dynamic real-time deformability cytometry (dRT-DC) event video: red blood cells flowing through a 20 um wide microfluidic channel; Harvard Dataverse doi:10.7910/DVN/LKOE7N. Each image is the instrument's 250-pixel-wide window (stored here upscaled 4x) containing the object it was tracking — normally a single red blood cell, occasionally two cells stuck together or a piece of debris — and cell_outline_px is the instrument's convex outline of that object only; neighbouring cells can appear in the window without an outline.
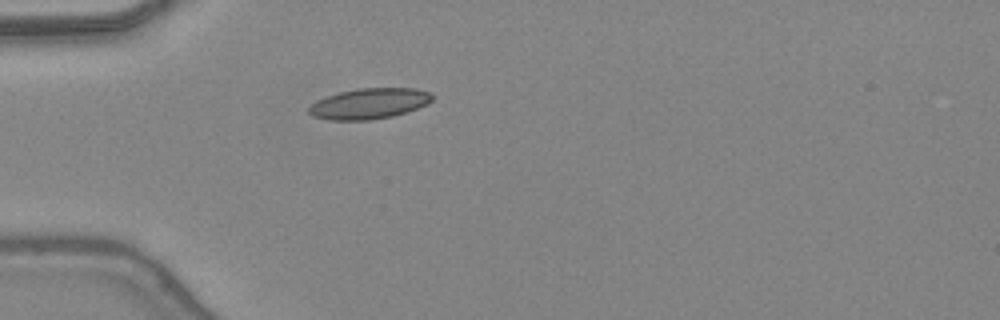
{"species": "common noctule bat (a hibernating species)", "species_latin": "Nyctalus noctula", "temperature_condition": "warm", "stored_images_in_passage": 34, "camera_frame_rate_fps": 3000, "um_per_image_px": 0.085, "animal": {"sex": "female", "body_mass_g": 24.6, "forearm_length_mm": 56.2}, "frame": {"image": 1, "passage_image": 1, "time_ms": 0.0, "image_size_px": [1000, 320], "cell_outline_px": [[432, 100], [428, 104], [392, 116], [368, 120], [328, 120], [312, 116], [308, 112], [308, 108], [316, 100], [340, 92], [360, 88], [416, 88], [428, 92], [432, 96]], "centroid_in_image_um": [31.35, 8.81], "position_along_channel_um": 53.6, "area_um2": 21.85}}
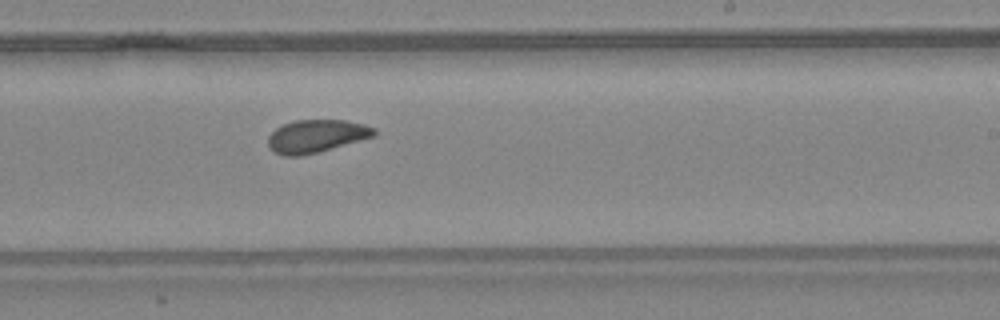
{"frame": {"image": 2, "passage_image": 16, "time_ms": 5.0, "image_size_px": [1000, 320], "cell_outline_px": [[376, 136], [316, 152], [300, 156], [284, 156], [272, 152], [268, 148], [268, 136], [276, 128], [284, 124], [296, 120], [344, 120], [364, 124], [376, 128]], "centroid_in_image_um": [26.87, 11.57], "position_along_channel_um": 262.1, "area_um2": 20.29}}
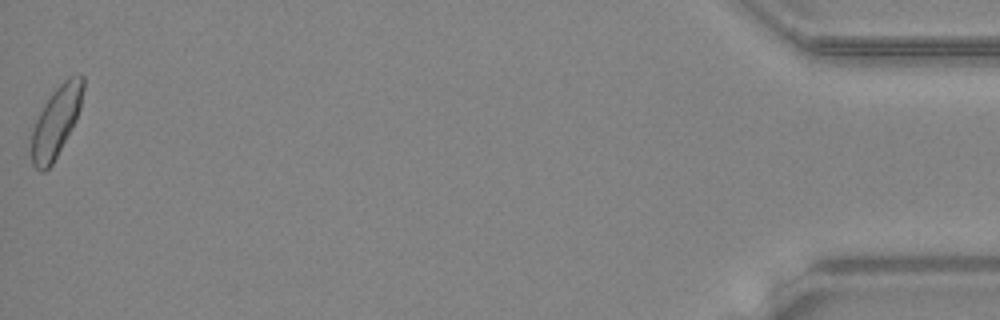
{"frame": {"image": 3, "passage_image": 34, "time_ms": 11.0, "image_size_px": [1000, 320], "cell_outline_px": [[84, 88], [80, 108], [76, 120], [72, 128], [52, 164], [44, 172], [40, 172], [32, 164], [32, 128], [44, 104], [52, 92], [68, 76], [80, 72], [84, 76]], "centroid_in_image_um": [4.79, 10.29], "position_along_channel_um": 430.4, "area_um2": 21.21}, "authors_computed_cell_mechanics": {"area_um2": 20.4901, "velocity_mm_per_s": 4.3966, "shape_relaxation_time_tau1_ms": 6.0588, "shape_relaxation_time_tau2_ms": 2.6953, "deformation_change_tau1": 0.1425, "deformation_change_tau2": 0.0763}}